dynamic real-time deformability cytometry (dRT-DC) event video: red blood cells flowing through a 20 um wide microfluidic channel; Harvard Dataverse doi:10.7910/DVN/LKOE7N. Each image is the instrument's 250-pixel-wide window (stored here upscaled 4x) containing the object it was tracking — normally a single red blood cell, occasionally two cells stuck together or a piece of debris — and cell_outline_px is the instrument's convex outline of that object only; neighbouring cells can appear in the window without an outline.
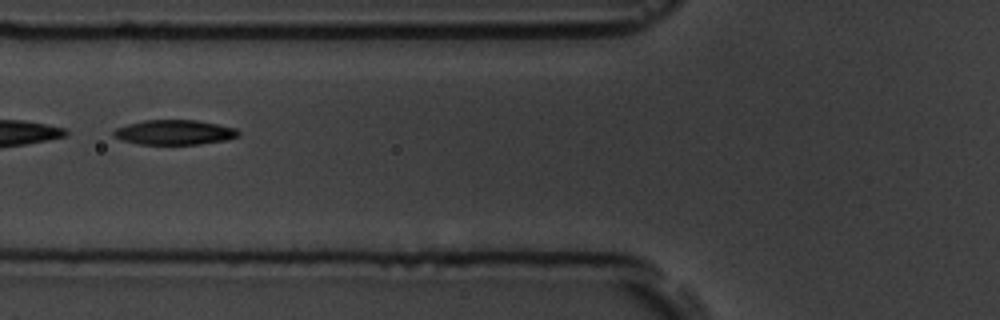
{"species": "common noctule bat (a hibernating species)", "species_latin": "Nyctalus noctula", "temperature_condition": "room temperature", "stored_images_in_passage": 8, "camera_frame_rate_fps": 3000, "um_per_image_px": 0.085, "animal": {"sex": "male", "body_mass_g": 19.5, "forearm_length_mm": 54.6}, "frame": {"image": 1, "passage_image": 6, "time_ms": 5.667, "image_size_px": [1000, 320], "cell_outline_px": [[240, 132], [236, 136], [224, 140], [200, 144], [140, 144], [124, 140], [112, 136], [112, 132], [116, 128], [128, 124], [144, 120], [196, 120], [236, 128]], "centroid_in_image_um": [14.79, 11.24], "position_along_channel_um": 111.0, "area_um2": 17.8}}
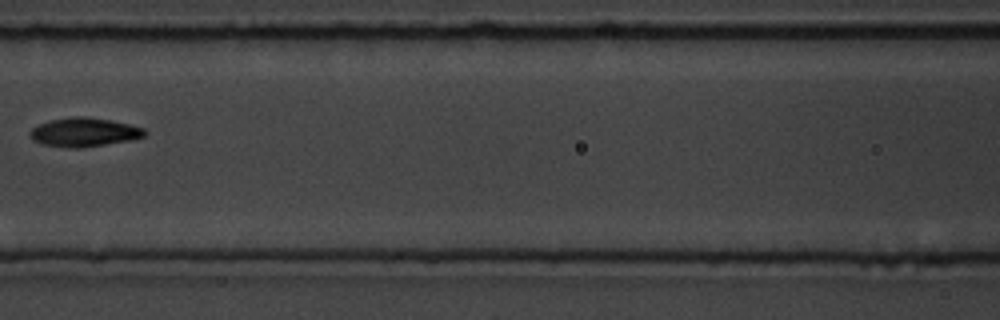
{"frame": {"image": 2, "passage_image": 7, "time_ms": 7.0, "image_size_px": [1000, 320], "cell_outline_px": [[144, 136], [128, 140], [80, 148], [72, 148], [40, 144], [32, 140], [28, 132], [36, 124], [52, 120], [76, 116], [84, 116], [112, 120], [144, 128]], "centroid_in_image_um": [7.07, 11.23], "position_along_channel_um": 159.5, "area_um2": 19.13}}
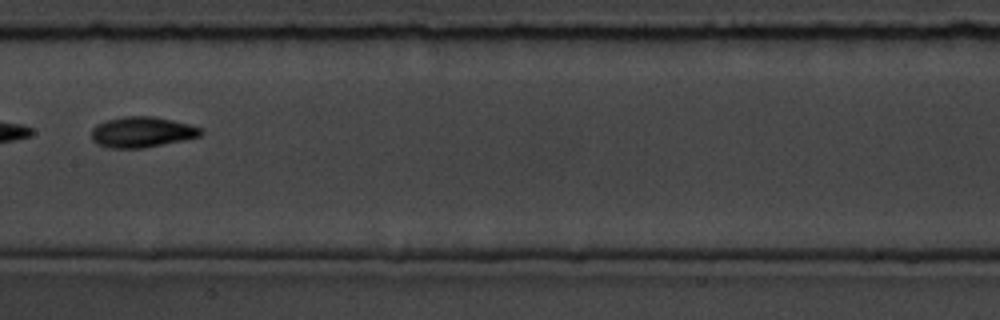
{"frame": {"image": 3, "passage_image": 8, "time_ms": 8.0, "image_size_px": [1000, 320], "cell_outline_px": [[204, 132], [200, 136], [184, 140], [144, 148], [108, 148], [96, 144], [92, 140], [92, 128], [96, 124], [108, 120], [124, 116], [152, 116], [192, 124], [204, 128]], "centroid_in_image_um": [12.09, 11.23], "position_along_channel_um": 195.3, "area_um2": 19.77}}